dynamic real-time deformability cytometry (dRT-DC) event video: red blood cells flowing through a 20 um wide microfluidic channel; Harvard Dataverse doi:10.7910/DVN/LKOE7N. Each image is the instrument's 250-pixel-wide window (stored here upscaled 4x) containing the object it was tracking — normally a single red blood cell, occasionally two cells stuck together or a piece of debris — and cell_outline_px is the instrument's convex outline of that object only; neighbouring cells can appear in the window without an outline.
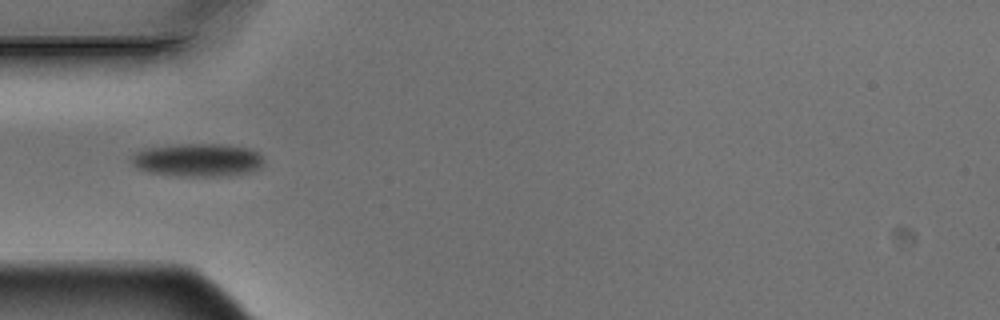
{"species": "Egyptian fruit bat (a non-hibernating species)", "species_latin": "Rousettus aegyptiacus", "temperature_condition": "warm", "stored_images_in_passage": 8, "camera_frame_rate_fps": 3000, "um_per_image_px": 0.085, "animal": {"sex": "male"}, "frame": {"image": 1, "passage_image": 5, "time_ms": 1.333, "image_size_px": [1000, 320], "cell_outline_px": [[260, 168], [228, 176], [176, 176], [148, 172], [136, 168], [132, 164], [132, 156], [136, 152], [144, 148], [180, 144], [224, 144], [248, 148], [256, 152], [260, 156]], "centroid_in_image_um": [16.72, 13.6], "position_along_channel_um": 68.3, "area_um2": 25.32}}
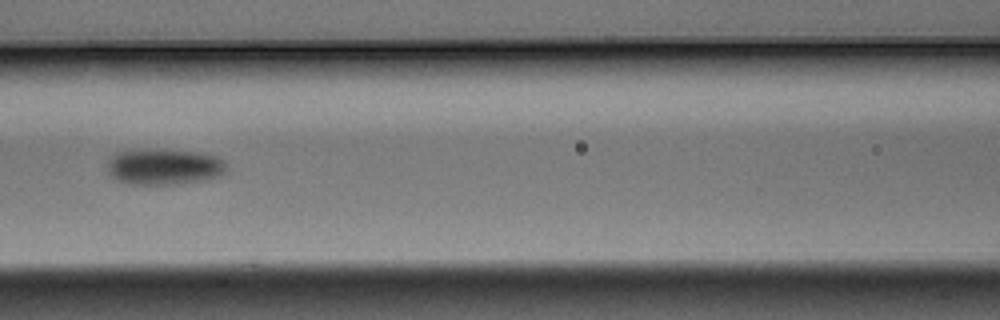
{"frame": {"image": 2, "passage_image": 7, "time_ms": 2.0, "image_size_px": [1000, 320], "cell_outline_px": [[228, 172], [220, 176], [200, 180], [176, 184], [128, 184], [112, 176], [108, 172], [108, 160], [116, 152], [160, 148], [200, 152], [216, 156], [224, 160], [228, 164]], "centroid_in_image_um": [14.01, 14.15], "position_along_channel_um": 152.6, "area_um2": 25.32}}
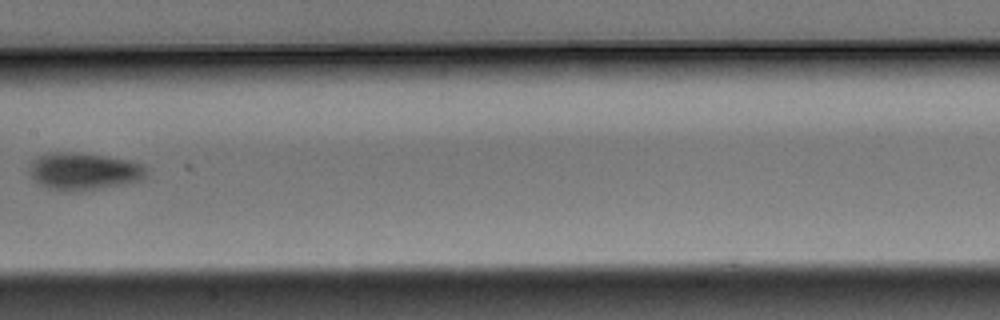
{"frame": {"image": 3, "passage_image": 8, "time_ms": 2.333, "image_size_px": [1000, 320], "cell_outline_px": [[148, 172], [144, 180], [100, 188], [76, 192], [64, 192], [48, 188], [40, 184], [28, 172], [32, 160], [44, 152], [76, 152], [104, 156], [128, 160], [140, 164], [148, 168]], "centroid_in_image_um": [7.11, 14.56], "position_along_channel_um": 200.3, "area_um2": 25.66}}